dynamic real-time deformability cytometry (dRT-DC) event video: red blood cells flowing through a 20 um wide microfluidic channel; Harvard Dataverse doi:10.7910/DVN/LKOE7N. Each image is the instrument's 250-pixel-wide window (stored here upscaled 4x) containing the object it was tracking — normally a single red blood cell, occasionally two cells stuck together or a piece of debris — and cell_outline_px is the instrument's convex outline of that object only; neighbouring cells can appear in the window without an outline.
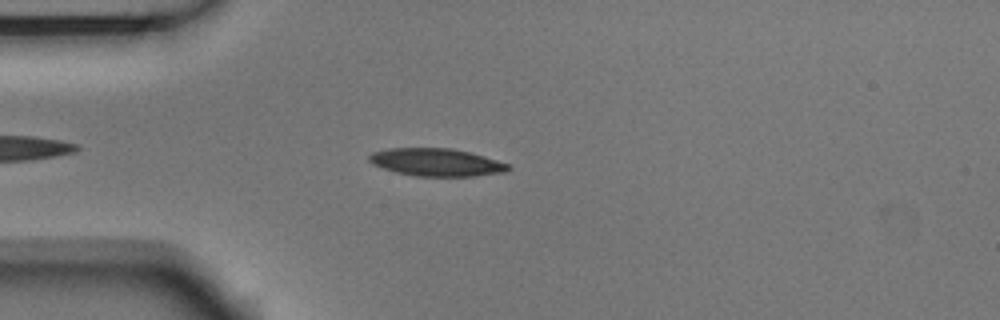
{"species": "Egyptian fruit bat (a non-hibernating species)", "species_latin": "Rousettus aegyptiacus", "temperature_condition": "room temperature", "stored_images_in_passage": 46, "camera_frame_rate_fps": 3000, "um_per_image_px": 0.085, "animal": {"sex": "male"}, "frame": {"image": 1, "passage_image": 6, "time_ms": 1.667, "image_size_px": [1000, 320], "cell_outline_px": [[512, 168], [504, 172], [472, 176], [412, 176], [396, 172], [372, 164], [368, 160], [368, 156], [372, 152], [388, 148], [452, 148], [484, 156], [508, 164]], "centroid_in_image_um": [37.06, 13.79], "position_along_channel_um": 47.9, "area_um2": 22.37}}
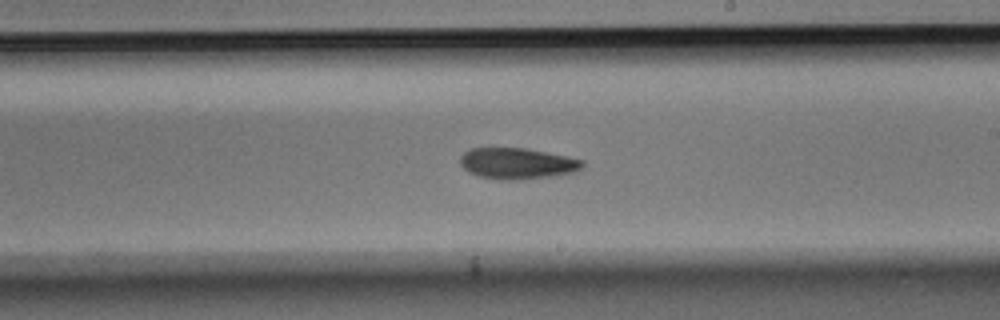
{"frame": {"image": 2, "passage_image": 23, "time_ms": 7.333, "image_size_px": [1000, 320], "cell_outline_px": [[584, 164], [576, 172], [552, 176], [516, 180], [500, 180], [480, 176], [468, 172], [460, 164], [460, 156], [464, 152], [472, 148], [528, 148], [584, 160]], "centroid_in_image_um": [43.96, 13.89], "position_along_channel_um": 245.0, "area_um2": 22.2}}
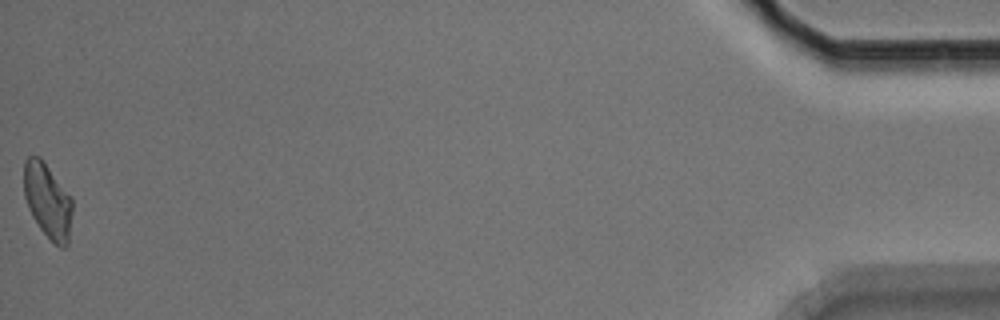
{"frame": {"image": 3, "passage_image": 46, "time_ms": 15.0, "image_size_px": [1000, 320], "cell_outline_px": [[72, 212], [68, 244], [64, 248], [60, 248], [40, 228], [32, 216], [28, 208], [24, 196], [24, 160], [28, 156], [40, 156], [44, 160], [72, 196]], "centroid_in_image_um": [4.06, 17.02], "position_along_channel_um": 431.1, "area_um2": 21.39}, "authors_computed_cell_mechanics": {"area_um2": 22.1663, "velocity_mm_per_s": 3.7021, "shape_relaxation_time_tau1_ms": 5.731, "shape_relaxation_time_tau2_ms": 9.0229, "deformation_change_tau1": 0.1251, "deformation_change_tau2": 0.159}}